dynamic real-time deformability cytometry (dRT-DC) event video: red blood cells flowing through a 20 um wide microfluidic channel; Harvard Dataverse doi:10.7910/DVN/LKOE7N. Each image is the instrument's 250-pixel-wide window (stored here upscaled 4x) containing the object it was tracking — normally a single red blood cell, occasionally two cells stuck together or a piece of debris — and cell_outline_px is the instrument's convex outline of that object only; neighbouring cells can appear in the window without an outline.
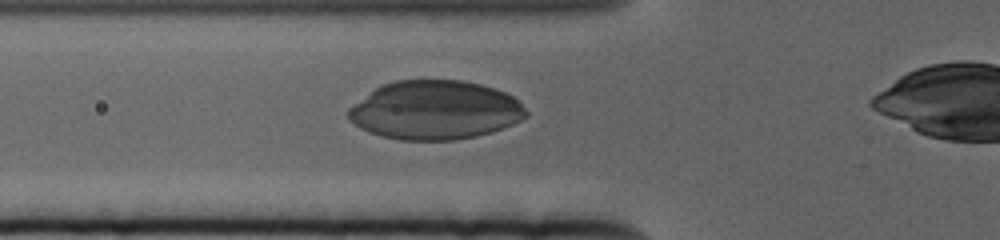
{"species": "human", "species_latin": "Homo sapiens", "temperature_condition": "cold", "stored_images_in_passage": 43, "camera_frame_rate_fps": 3000, "um_per_image_px": 0.085, "donor": {"sex": "female"}, "frame": {"image": 1, "passage_image": 14, "time_ms": 4.333, "image_size_px": [1000, 240], "cell_outline_px": [[528, 116], [512, 124], [492, 132], [476, 136], [456, 140], [400, 140], [368, 132], [360, 128], [348, 120], [348, 108], [380, 84], [396, 80], [460, 80], [480, 84], [504, 92], [512, 96], [528, 112]], "centroid_in_image_um": [36.95, 9.36], "position_along_channel_um": 88.9, "area_um2": 60.92}}
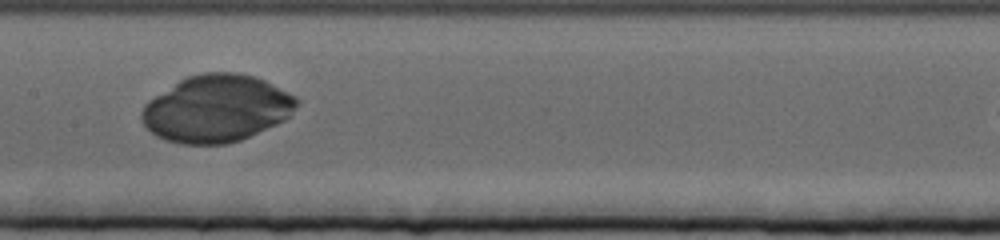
{"frame": {"image": 2, "passage_image": 23, "time_ms": 7.333, "image_size_px": [1000, 240], "cell_outline_px": [[300, 104], [284, 120], [276, 124], [240, 140], [228, 144], [180, 144], [164, 140], [156, 136], [144, 124], [140, 116], [140, 112], [144, 104], [148, 100], [180, 80], [188, 76], [204, 72], [236, 72], [256, 76], [296, 96], [300, 100]], "centroid_in_image_um": [18.41, 9.23], "position_along_channel_um": 189.0, "area_um2": 60.75}}
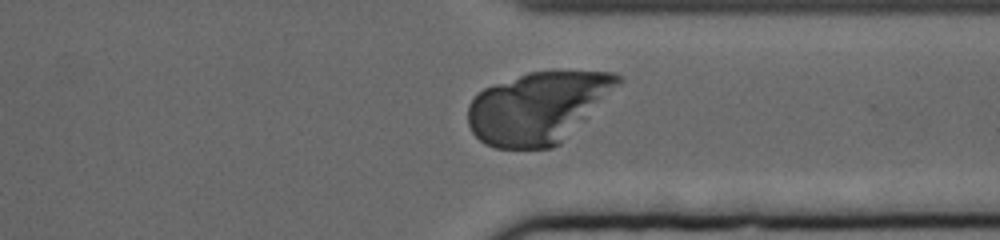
{"frame": {"image": 3, "passage_image": 39, "time_ms": 12.667, "image_size_px": [1000, 240], "cell_outline_px": [[624, 80], [560, 144], [552, 148], [496, 148], [484, 144], [472, 132], [468, 124], [468, 104], [484, 88], [528, 72], [616, 72]], "centroid_in_image_um": [45.71, 9.15], "position_along_channel_um": 365.7, "area_um2": 61.73}}